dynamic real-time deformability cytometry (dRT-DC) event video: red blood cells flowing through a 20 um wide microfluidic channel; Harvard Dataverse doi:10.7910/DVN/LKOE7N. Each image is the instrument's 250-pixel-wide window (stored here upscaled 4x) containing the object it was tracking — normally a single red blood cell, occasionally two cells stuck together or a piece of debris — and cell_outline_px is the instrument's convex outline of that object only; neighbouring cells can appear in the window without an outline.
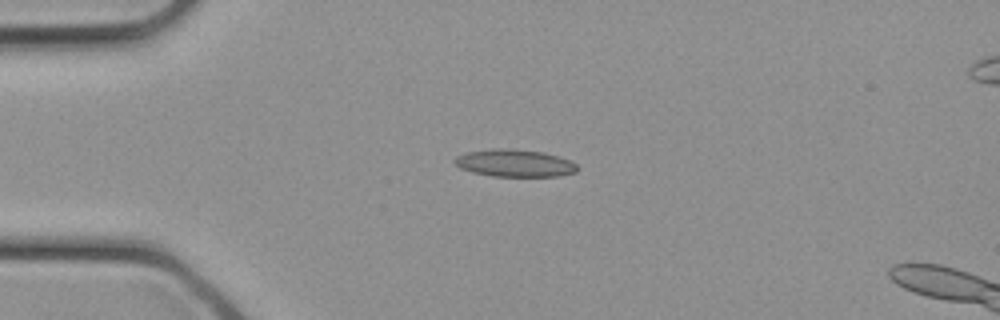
{"species": "common noctule bat (a hibernating species)", "species_latin": "Nyctalus noctula", "temperature_condition": "cold", "stored_images_in_passage": 26, "segment_of_instrument_passage": [1, 2], "camera_frame_rate_fps": 3000, "um_per_image_px": 0.085, "animal": {"sex": "female", "body_mass_g": 21.9}, "frame": {"image": 1, "passage_image": 1, "time_ms": 0.0, "image_size_px": [1000, 320], "cell_outline_px": [[576, 172], [556, 176], [492, 176], [472, 172], [460, 168], [452, 160], [456, 156], [468, 152], [492, 148], [512, 148], [544, 152], [568, 160], [576, 164]], "centroid_in_image_um": [43.69, 13.85], "position_along_channel_um": 41.3, "area_um2": 19.48}}
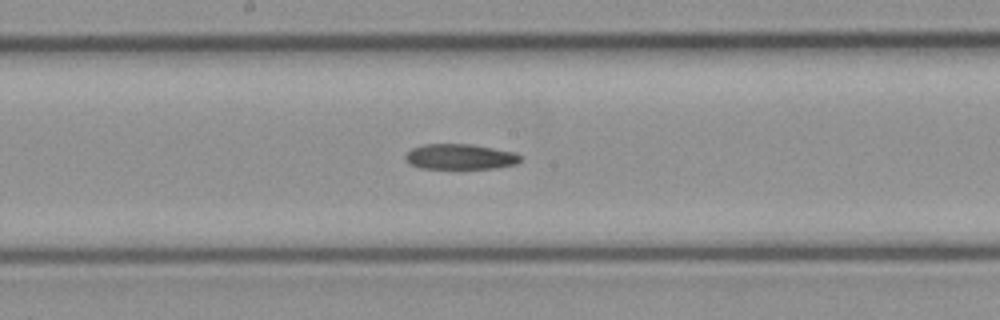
{"frame": {"image": 2, "passage_image": 10, "time_ms": 3.0, "image_size_px": [1000, 320], "cell_outline_px": [[520, 160], [516, 164], [492, 168], [420, 168], [408, 164], [404, 156], [412, 148], [424, 144], [472, 144], [516, 152], [520, 156]], "centroid_in_image_um": [39.08, 13.31], "position_along_channel_um": 209.1, "area_um2": 16.99}}
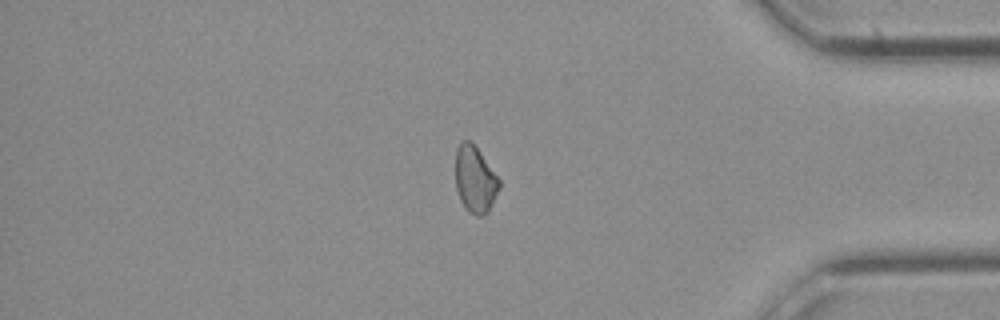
{"frame": {"image": 3, "passage_image": 20, "time_ms": 6.333, "image_size_px": [1000, 320], "cell_outline_px": [[500, 188], [488, 212], [480, 216], [476, 216], [468, 212], [464, 208], [460, 200], [456, 188], [456, 148], [464, 140], [472, 140], [500, 180]], "centroid_in_image_um": [40.38, 15.26], "position_along_channel_um": 394.8, "area_um2": 17.11}}